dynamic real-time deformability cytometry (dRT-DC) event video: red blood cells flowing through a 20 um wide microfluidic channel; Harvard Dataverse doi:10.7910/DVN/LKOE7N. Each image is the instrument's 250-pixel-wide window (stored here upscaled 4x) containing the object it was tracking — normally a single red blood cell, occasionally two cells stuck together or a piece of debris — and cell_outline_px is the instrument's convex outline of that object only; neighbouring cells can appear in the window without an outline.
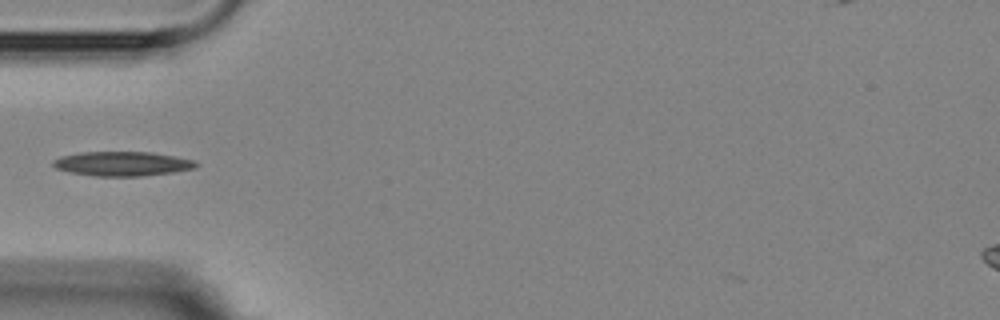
{"species": "Egyptian fruit bat (a non-hibernating species)", "species_latin": "Rousettus aegyptiacus", "temperature_condition": "room temperature", "stored_images_in_passage": 9, "segment_of_instrument_passage": [2, 2], "camera_frame_rate_fps": 3000, "um_per_image_px": 0.085, "animal": {"sex": "female"}, "frame": {"image": 1, "passage_image": 5, "time_ms": 4.667, "image_size_px": [1000, 320], "cell_outline_px": [[200, 164], [196, 168], [172, 172], [140, 176], [96, 176], [68, 172], [56, 168], [52, 164], [52, 160], [60, 156], [80, 152], [152, 152], [192, 160]], "centroid_in_image_um": [10.36, 13.91], "position_along_channel_um": 74.6, "area_um2": 20.29}}
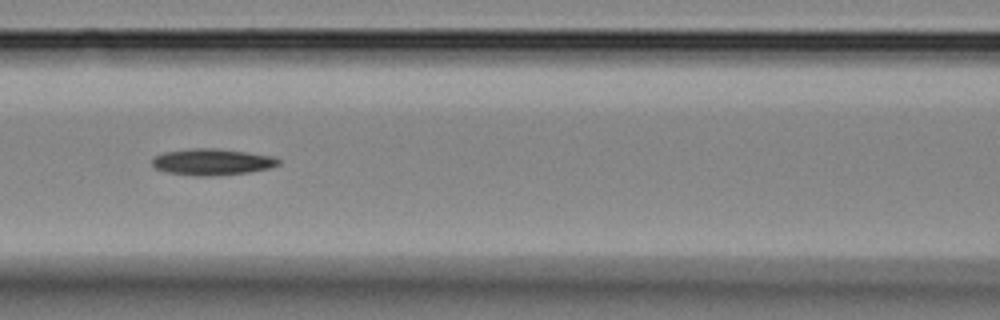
{"frame": {"image": 2, "passage_image": 7, "time_ms": 6.667, "image_size_px": [1000, 320], "cell_outline_px": [[280, 164], [268, 168], [248, 172], [208, 176], [196, 176], [168, 172], [156, 168], [152, 164], [152, 160], [156, 156], [164, 152], [192, 148], [216, 148], [248, 152], [272, 156], [280, 160]], "centroid_in_image_um": [18.03, 13.75], "position_along_channel_um": 148.6, "area_um2": 19.25}}
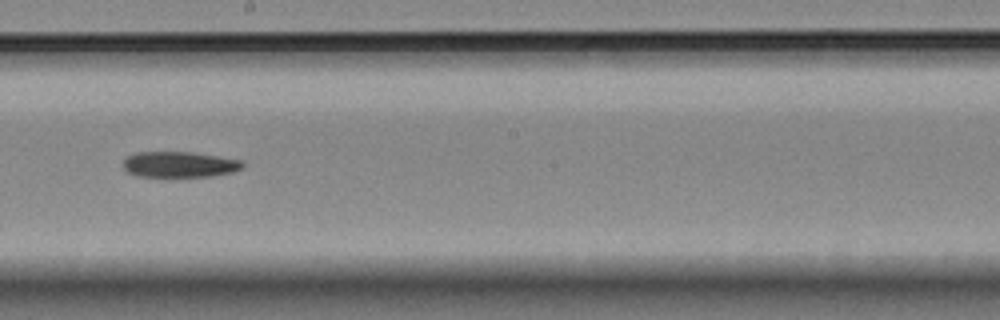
{"frame": {"image": 3, "passage_image": 9, "time_ms": 9.0, "image_size_px": [1000, 320], "cell_outline_px": [[244, 168], [232, 172], [208, 176], [136, 176], [128, 172], [124, 168], [124, 156], [136, 152], [192, 152], [240, 160], [244, 164]], "centroid_in_image_um": [15.22, 13.97], "position_along_channel_um": 233.0, "area_um2": 17.8}}